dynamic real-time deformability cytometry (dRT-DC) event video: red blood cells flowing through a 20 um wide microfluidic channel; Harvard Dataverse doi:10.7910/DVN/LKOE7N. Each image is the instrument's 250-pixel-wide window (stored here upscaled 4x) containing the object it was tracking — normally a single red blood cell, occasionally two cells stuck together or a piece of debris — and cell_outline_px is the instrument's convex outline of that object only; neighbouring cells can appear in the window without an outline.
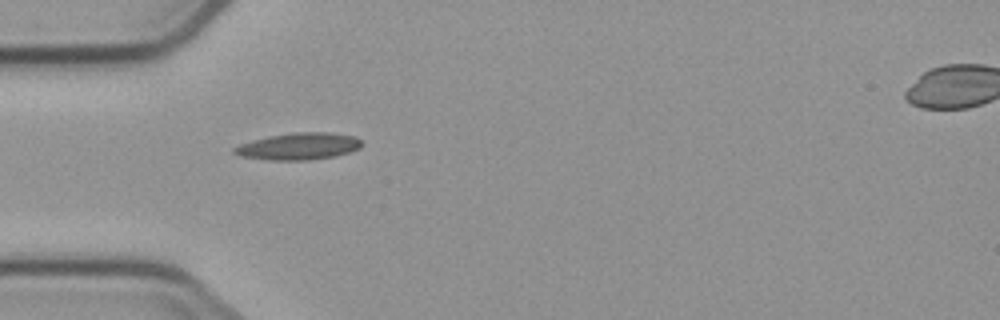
{"species": "common noctule bat (a hibernating species)", "species_latin": "Nyctalus noctula", "temperature_condition": "cold", "stored_images_in_passage": 2, "camera_frame_rate_fps": 3000, "um_per_image_px": 0.085, "animal": {"sex": "male", "body_mass_g": 23.1, "forearm_length_mm": 52.7}, "frame": {"image": 1, "passage_image": 1, "time_ms": 0.0, "image_size_px": [1000, 320], "cell_outline_px": [[364, 144], [360, 148], [336, 156], [308, 160], [268, 160], [240, 156], [232, 152], [232, 148], [240, 144], [252, 140], [268, 136], [296, 132], [328, 132], [356, 136]], "centroid_in_image_um": [25.39, 12.43], "position_along_channel_um": 59.6, "area_um2": 20.11}}
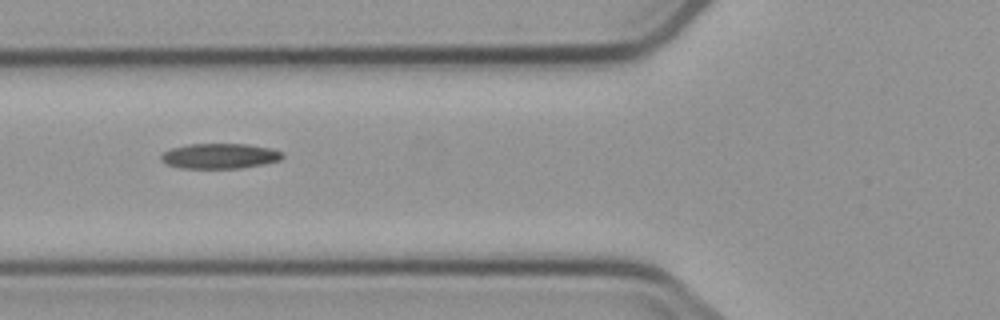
{"frame": {"image": 2, "passage_image": 2, "time_ms": 1.333, "image_size_px": [1000, 320], "cell_outline_px": [[284, 156], [280, 160], [264, 164], [240, 168], [180, 168], [168, 164], [160, 160], [160, 156], [164, 152], [172, 148], [188, 144], [244, 144], [272, 148], [280, 152]], "centroid_in_image_um": [18.67, 13.26], "position_along_channel_um": 107.1, "area_um2": 17.74}}